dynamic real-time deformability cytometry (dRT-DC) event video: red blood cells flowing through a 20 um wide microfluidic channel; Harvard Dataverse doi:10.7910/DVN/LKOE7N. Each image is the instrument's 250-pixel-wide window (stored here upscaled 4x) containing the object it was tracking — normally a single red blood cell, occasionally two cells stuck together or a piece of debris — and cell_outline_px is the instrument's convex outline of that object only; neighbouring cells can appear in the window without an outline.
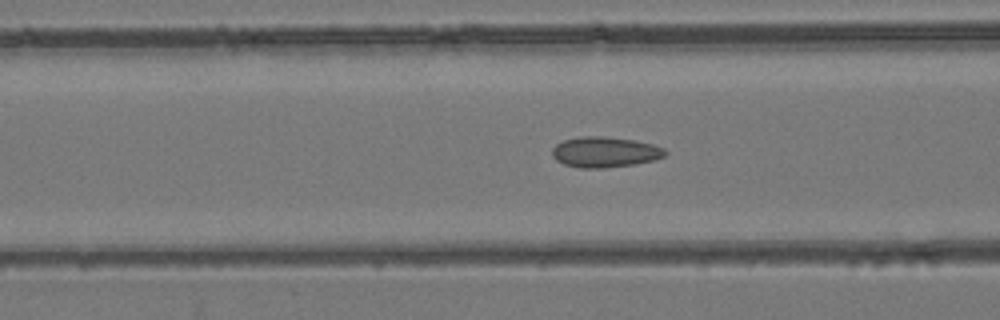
{"species": "common noctule bat (a hibernating species)", "species_latin": "Nyctalus noctula", "temperature_condition": "room temperature", "stored_images_in_passage": 45, "camera_frame_rate_fps": 3000, "um_per_image_px": 0.085, "animal": {"sex": "female", "body_mass_g": 24.6, "forearm_length_mm": 56.2}, "frame": {"image": 1, "passage_image": 13, "time_ms": 4.0, "image_size_px": [1000, 320], "cell_outline_px": [[668, 152], [664, 156], [652, 160], [632, 164], [604, 168], [580, 168], [564, 164], [556, 160], [552, 156], [552, 148], [556, 144], [564, 140], [580, 136], [604, 136], [636, 140], [652, 144], [664, 148]], "centroid_in_image_um": [51.39, 12.91], "position_along_channel_um": 115.2, "area_um2": 20.11}}
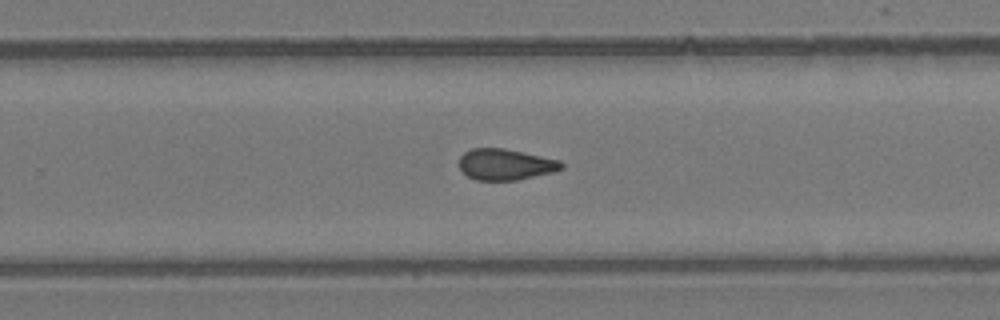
{"frame": {"image": 2, "passage_image": 26, "time_ms": 8.333, "image_size_px": [1000, 320], "cell_outline_px": [[564, 168], [552, 172], [516, 180], [476, 180], [468, 176], [460, 168], [460, 156], [464, 152], [472, 148], [504, 148], [560, 160], [564, 164]], "centroid_in_image_um": [42.97, 13.97], "position_along_channel_um": 286.8, "area_um2": 18.44}}
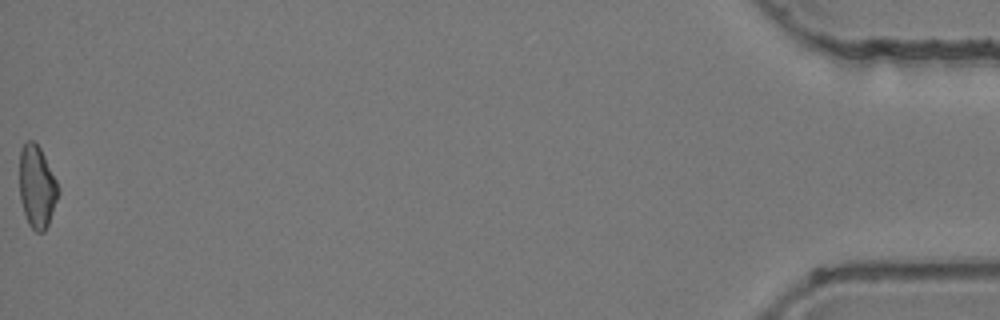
{"frame": {"image": 3, "passage_image": 45, "time_ms": 14.667, "image_size_px": [1000, 320], "cell_outline_px": [[60, 192], [48, 224], [44, 232], [36, 232], [28, 224], [20, 200], [20, 148], [28, 140], [32, 140], [40, 148], [60, 188]], "centroid_in_image_um": [3.14, 15.89], "position_along_channel_um": 432.1, "area_um2": 18.5}, "authors_computed_cell_mechanics": {"area_um2": 18.9584, "velocity_mm_per_s": 3.9603, "shape_relaxation_time_tau1_ms": null, "shape_relaxation_time_tau2_ms": 2.191, "deformation_change_tau1": null, "deformation_change_tau2": 0.0853}}